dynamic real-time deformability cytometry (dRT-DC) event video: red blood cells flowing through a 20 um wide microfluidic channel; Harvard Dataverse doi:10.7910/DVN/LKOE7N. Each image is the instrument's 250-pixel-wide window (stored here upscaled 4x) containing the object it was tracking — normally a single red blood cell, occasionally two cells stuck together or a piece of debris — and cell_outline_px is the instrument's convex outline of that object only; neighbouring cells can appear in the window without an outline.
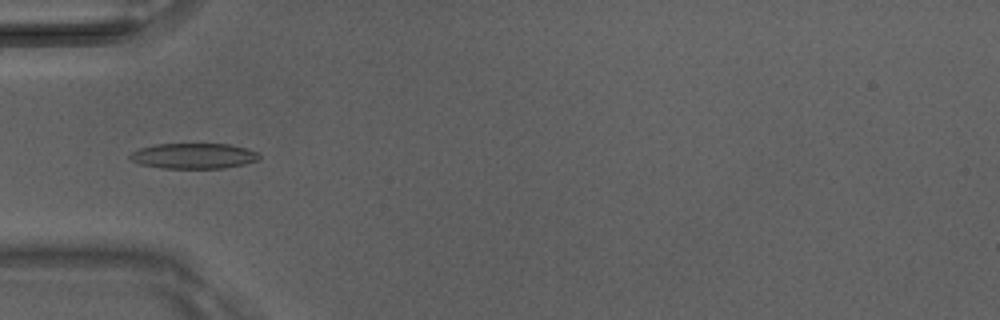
{"species": "Egyptian fruit bat (a non-hibernating species)", "species_latin": "Rousettus aegyptiacus", "temperature_condition": "room temperature", "stored_images_in_passage": 39, "camera_frame_rate_fps": 3000, "um_per_image_px": 0.085, "animal": {"sex": "male"}, "frame": {"image": 1, "passage_image": 6, "time_ms": 1.667, "image_size_px": [1000, 320], "cell_outline_px": [[260, 156], [256, 160], [244, 164], [224, 168], [164, 168], [140, 164], [132, 160], [128, 156], [132, 152], [140, 148], [156, 144], [228, 144], [248, 148], [256, 152]], "centroid_in_image_um": [16.45, 13.25], "position_along_channel_um": 68.5, "area_um2": 19.02}}
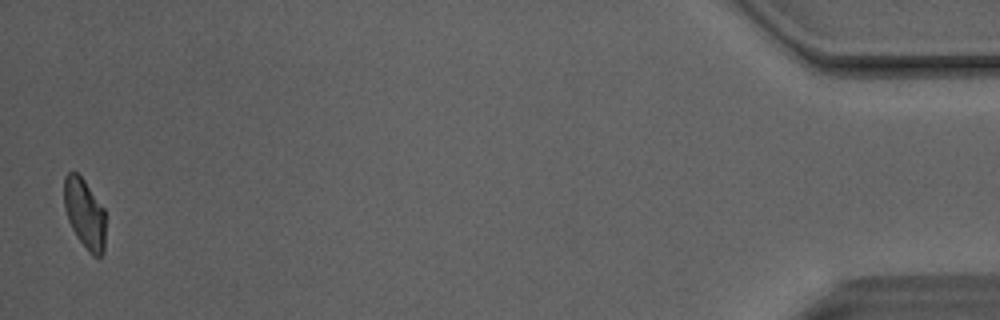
{"frame": {"image": 2, "passage_image": 39, "time_ms": 12.667, "image_size_px": [1000, 320], "cell_outline_px": [[104, 252], [100, 256], [92, 256], [88, 252], [76, 236], [68, 220], [64, 208], [64, 176], [68, 172], [76, 172], [84, 180], [104, 208]], "centroid_in_image_um": [7.18, 18.16], "position_along_channel_um": 428.0, "area_um2": 16.82}, "authors_computed_cell_mechanics": {"area_um2": 18.0336, "velocity_mm_per_s": 4.1049, "shape_relaxation_time_tau1_ms": 6.1514, "shape_relaxation_time_tau2_ms": 1.2131, "deformation_change_tau1": 0.1744, "deformation_change_tau2": 0.0781}}